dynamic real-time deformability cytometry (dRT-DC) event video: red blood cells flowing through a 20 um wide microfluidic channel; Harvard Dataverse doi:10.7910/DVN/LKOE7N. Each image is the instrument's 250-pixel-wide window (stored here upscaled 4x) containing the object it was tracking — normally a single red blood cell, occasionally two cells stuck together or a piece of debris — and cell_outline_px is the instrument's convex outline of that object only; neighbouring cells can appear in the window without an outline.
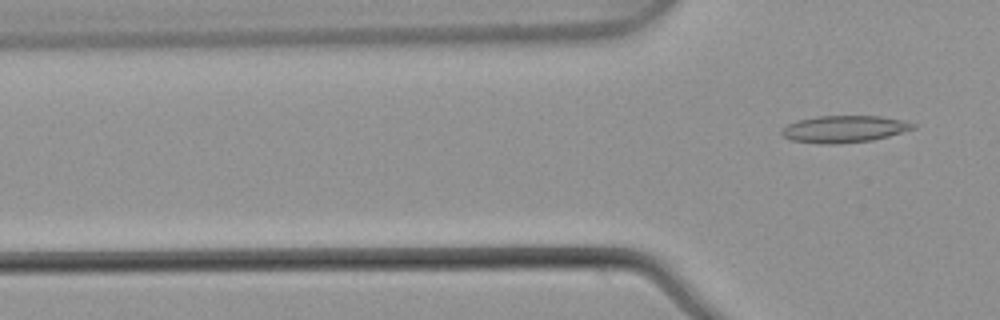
{"species": "common noctule bat (a hibernating species)", "species_latin": "Nyctalus noctula", "temperature_condition": "warm", "stored_images_in_passage": 6, "camera_frame_rate_fps": 3000, "um_per_image_px": 0.085, "animal": {"sex": "male", "body_mass_g": 21.5, "forearm_length_mm": 52.0}, "frame": {"image": 1, "passage_image": 6, "time_ms": 1.667, "image_size_px": [1000, 320], "cell_outline_px": [[916, 128], [888, 136], [872, 140], [840, 144], [820, 144], [792, 140], [784, 136], [780, 132], [788, 124], [800, 120], [816, 116], [880, 116], [900, 120], [916, 124]], "centroid_in_image_um": [71.76, 10.97], "position_along_channel_um": 54.0, "area_um2": 20.46}}